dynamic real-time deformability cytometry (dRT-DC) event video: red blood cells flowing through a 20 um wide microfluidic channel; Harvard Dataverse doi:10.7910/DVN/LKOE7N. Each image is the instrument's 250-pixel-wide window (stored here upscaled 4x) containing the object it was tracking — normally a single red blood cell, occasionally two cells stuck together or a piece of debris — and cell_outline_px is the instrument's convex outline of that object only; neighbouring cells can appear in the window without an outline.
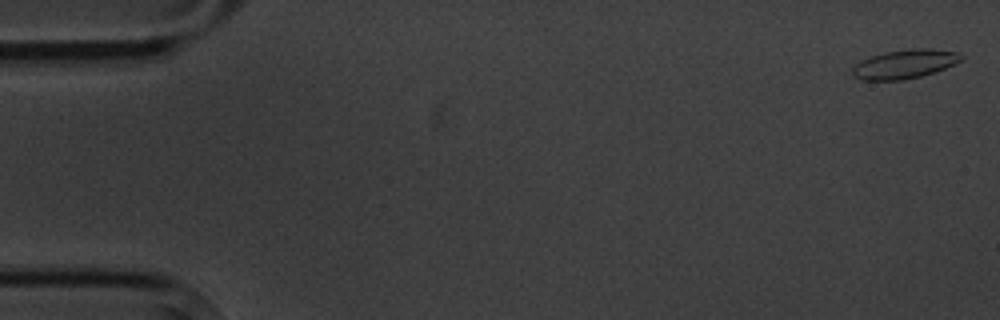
{"species": "common noctule bat (a hibernating species)", "species_latin": "Nyctalus noctula", "temperature_condition": "cold", "stored_images_in_passage": 7, "camera_frame_rate_fps": 3000, "um_per_image_px": 0.085, "animal": {"sex": "male", "body_mass_g": 20.1, "forearm_length_mm": 53.5}, "frame": {"image": 1, "passage_image": 1, "time_ms": 0.0, "image_size_px": [1000, 320], "cell_outline_px": [[964, 56], [960, 60], [944, 68], [920, 76], [904, 80], [864, 80], [852, 76], [852, 68], [856, 64], [872, 56], [884, 52], [912, 48], [928, 48], [956, 52]], "centroid_in_image_um": [76.86, 5.44], "position_along_channel_um": 8.1, "area_um2": 18.03}}
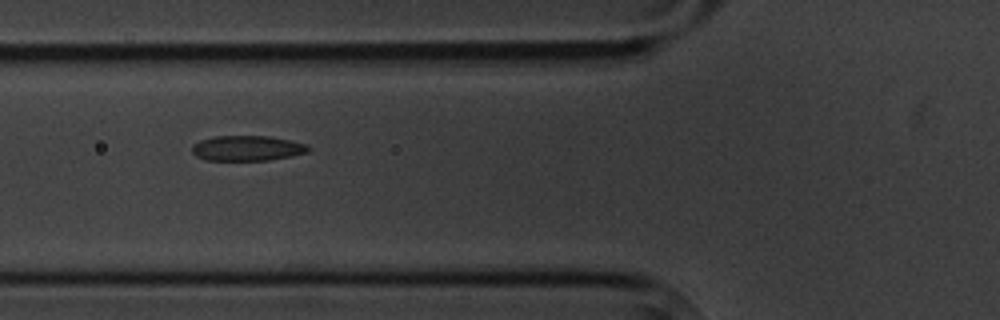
{"frame": {"image": 2, "passage_image": 6, "time_ms": 6.667, "image_size_px": [1000, 320], "cell_outline_px": [[312, 148], [308, 152], [292, 156], [268, 160], [204, 160], [196, 156], [192, 152], [192, 144], [200, 140], [212, 136], [272, 136], [308, 144]], "centroid_in_image_um": [21.03, 12.59], "position_along_channel_um": 104.8, "area_um2": 17.34}}
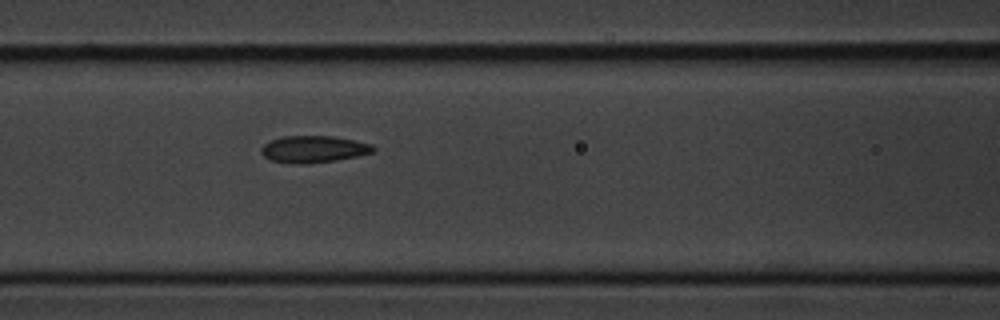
{"frame": {"image": 3, "passage_image": 7, "time_ms": 7.667, "image_size_px": [1000, 320], "cell_outline_px": [[376, 148], [372, 152], [356, 156], [336, 160], [304, 164], [292, 164], [272, 160], [264, 156], [260, 152], [260, 148], [264, 144], [272, 140], [284, 136], [332, 136], [372, 144]], "centroid_in_image_um": [26.63, 12.68], "position_along_channel_um": 140.0, "area_um2": 17.4}}